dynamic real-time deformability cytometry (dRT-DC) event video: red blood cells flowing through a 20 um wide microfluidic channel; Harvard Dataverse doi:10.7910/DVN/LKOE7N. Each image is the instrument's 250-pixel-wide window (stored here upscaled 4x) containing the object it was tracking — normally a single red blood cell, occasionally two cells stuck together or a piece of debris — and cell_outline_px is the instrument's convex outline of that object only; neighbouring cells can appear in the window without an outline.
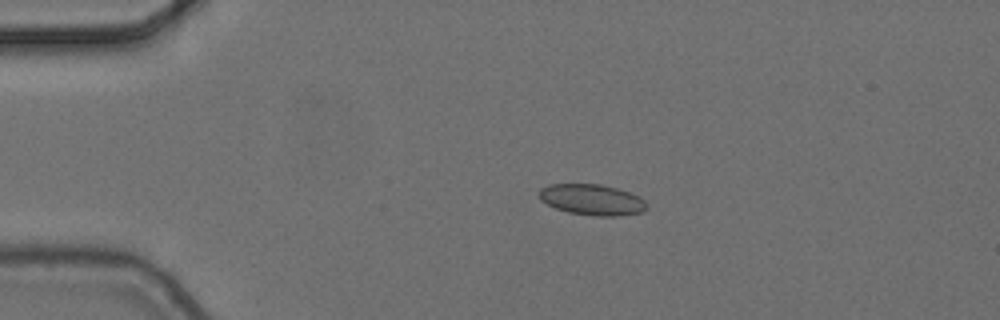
{"species": "common noctule bat (a hibernating species)", "species_latin": "Nyctalus noctula", "temperature_condition": "cold", "stored_images_in_passage": 6, "camera_frame_rate_fps": 3000, "um_per_image_px": 0.085, "animal": {"sex": "female", "body_mass_g": 24.6, "forearm_length_mm": 56.2}, "frame": {"image": 1, "passage_image": 3, "time_ms": 0.667, "image_size_px": [1000, 320], "cell_outline_px": [[648, 208], [640, 212], [620, 216], [596, 216], [568, 212], [556, 208], [540, 200], [540, 188], [548, 184], [600, 184], [616, 188], [640, 196], [644, 200]], "centroid_in_image_um": [50.32, 16.97], "position_along_channel_um": 34.7, "area_um2": 19.31}}
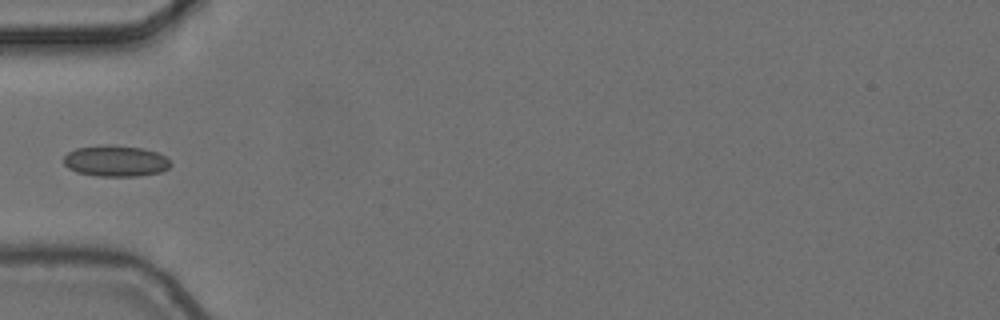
{"frame": {"image": 2, "passage_image": 5, "time_ms": 1.333, "image_size_px": [1000, 320], "cell_outline_px": [[172, 164], [168, 168], [160, 172], [136, 176], [96, 176], [76, 172], [68, 168], [64, 164], [64, 156], [68, 152], [76, 148], [104, 144], [108, 144], [144, 148], [156, 152], [172, 160]], "centroid_in_image_um": [9.83, 13.67], "position_along_channel_um": 75.2, "area_um2": 19.59}}
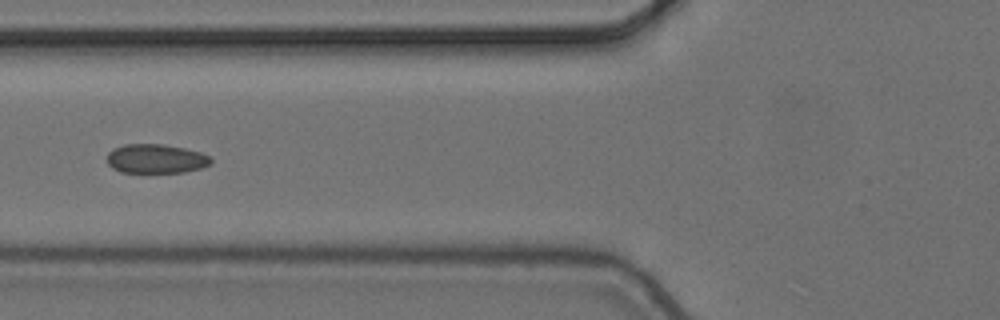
{"frame": {"image": 3, "passage_image": 6, "time_ms": 1.667, "image_size_px": [1000, 320], "cell_outline_px": [[212, 164], [200, 168], [184, 172], [120, 172], [112, 168], [108, 164], [108, 152], [112, 148], [124, 144], [164, 144], [184, 148], [200, 152], [208, 156], [212, 160]], "centroid_in_image_um": [13.24, 13.48], "position_along_channel_um": 112.6, "area_um2": 17.69}}